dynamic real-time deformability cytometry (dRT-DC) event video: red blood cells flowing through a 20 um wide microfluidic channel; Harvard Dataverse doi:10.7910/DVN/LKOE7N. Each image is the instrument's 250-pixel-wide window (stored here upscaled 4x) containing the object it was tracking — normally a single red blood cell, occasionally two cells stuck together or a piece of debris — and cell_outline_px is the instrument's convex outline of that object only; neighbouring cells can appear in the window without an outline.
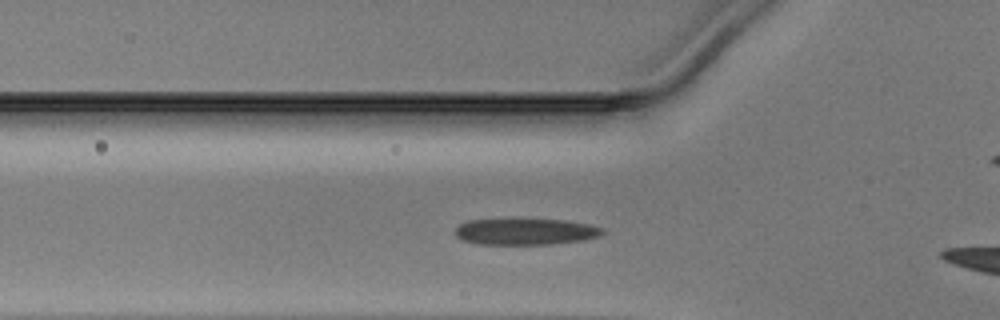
{"species": "Egyptian fruit bat (a non-hibernating species)", "species_latin": "Rousettus aegyptiacus", "temperature_condition": "warm", "stored_images_in_passage": 8, "camera_frame_rate_fps": 3000, "um_per_image_px": 0.085, "animal": {"sex": "male"}, "frame": {"image": 1, "passage_image": 6, "time_ms": 1.667, "image_size_px": [1000, 320], "cell_outline_px": [[604, 232], [600, 236], [584, 240], [552, 244], [476, 244], [460, 240], [452, 232], [460, 224], [468, 220], [568, 220], [592, 224], [604, 228]], "centroid_in_image_um": [44.68, 19.7], "position_along_channel_um": 81.1, "area_um2": 22.77}}